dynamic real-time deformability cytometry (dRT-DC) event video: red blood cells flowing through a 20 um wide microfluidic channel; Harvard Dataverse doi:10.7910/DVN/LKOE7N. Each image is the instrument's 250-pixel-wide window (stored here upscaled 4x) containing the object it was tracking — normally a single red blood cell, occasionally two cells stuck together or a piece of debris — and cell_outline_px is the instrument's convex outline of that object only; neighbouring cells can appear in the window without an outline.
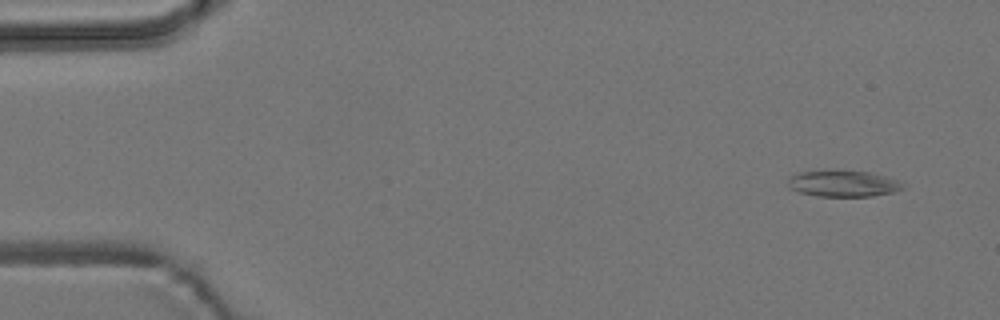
{"species": "common noctule bat (a hibernating species)", "species_latin": "Nyctalus noctula", "temperature_condition": "room temperature", "stored_images_in_passage": 55, "camera_frame_rate_fps": 3000, "um_per_image_px": 0.085, "animal": {"sex": "male", "body_mass_g": 19.2, "forearm_length_mm": 51.8}, "frame": {"image": 1, "passage_image": 1, "time_ms": 0.0, "image_size_px": [1000, 320], "cell_outline_px": [[904, 188], [892, 192], [872, 196], [816, 196], [800, 192], [792, 188], [788, 184], [788, 180], [792, 176], [800, 172], [868, 172], [884, 176], [896, 180]], "centroid_in_image_um": [71.66, 15.63], "position_along_channel_um": 13.3, "area_um2": 16.7}}
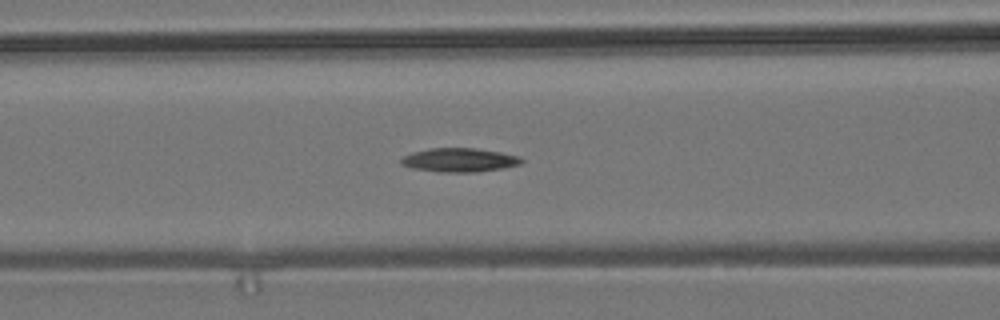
{"frame": {"image": 2, "passage_image": 22, "time_ms": 7.0, "image_size_px": [1000, 320], "cell_outline_px": [[524, 160], [520, 164], [504, 168], [476, 172], [440, 172], [412, 168], [400, 164], [400, 160], [404, 156], [412, 152], [428, 148], [476, 148], [500, 152], [520, 156]], "centroid_in_image_um": [39.05, 13.6], "position_along_channel_um": 127.6, "area_um2": 16.82}}
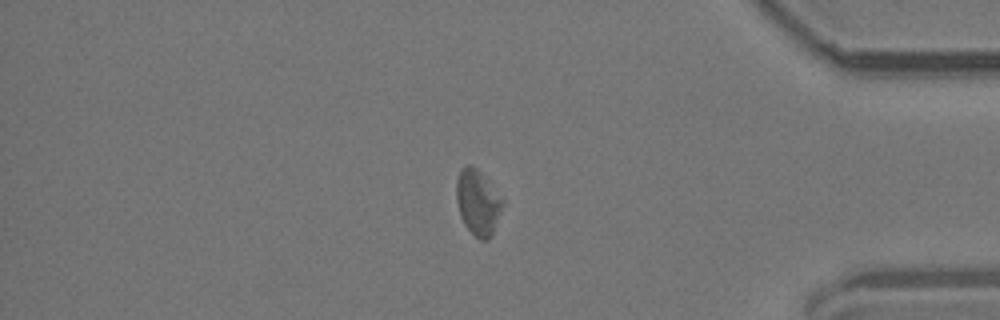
{"frame": {"image": 3, "passage_image": 46, "time_ms": 15.0, "image_size_px": [1000, 320], "cell_outline_px": [[504, 204], [492, 236], [488, 240], [480, 240], [464, 224], [460, 216], [456, 200], [456, 180], [460, 168], [468, 164], [476, 168], [480, 172], [504, 200]], "centroid_in_image_um": [40.61, 17.21], "position_along_channel_um": 394.6, "area_um2": 17.63}}